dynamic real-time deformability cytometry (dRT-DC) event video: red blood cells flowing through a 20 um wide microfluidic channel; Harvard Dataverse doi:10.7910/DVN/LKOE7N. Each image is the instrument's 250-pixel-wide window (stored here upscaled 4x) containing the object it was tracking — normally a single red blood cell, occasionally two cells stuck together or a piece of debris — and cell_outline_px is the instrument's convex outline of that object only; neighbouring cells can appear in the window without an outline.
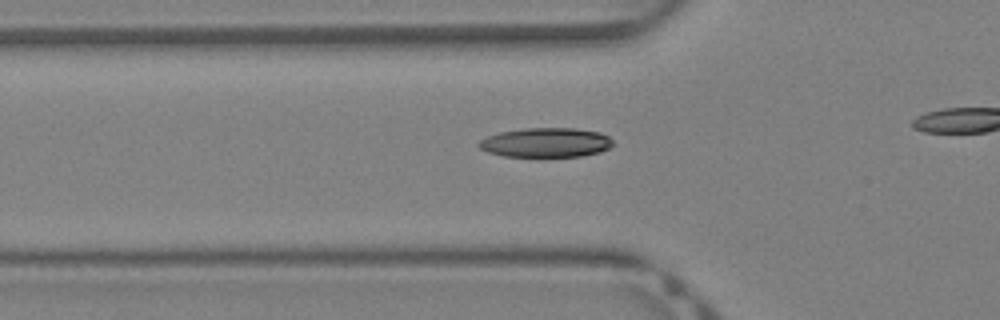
{"species": "Egyptian fruit bat (a non-hibernating species)", "species_latin": "Rousettus aegyptiacus", "temperature_condition": "warm", "stored_images_in_passage": 25, "camera_frame_rate_fps": 3000, "um_per_image_px": 0.085, "animal": {"sex": "female"}, "frame": {"image": 1, "passage_image": 11, "time_ms": 3.333, "image_size_px": [1000, 320], "cell_outline_px": [[616, 144], [600, 152], [580, 156], [504, 156], [488, 152], [480, 148], [476, 144], [480, 140], [488, 136], [500, 132], [524, 128], [576, 128], [600, 132], [608, 136]], "centroid_in_image_um": [46.42, 12.11], "position_along_channel_um": 79.4, "area_um2": 23.0}}
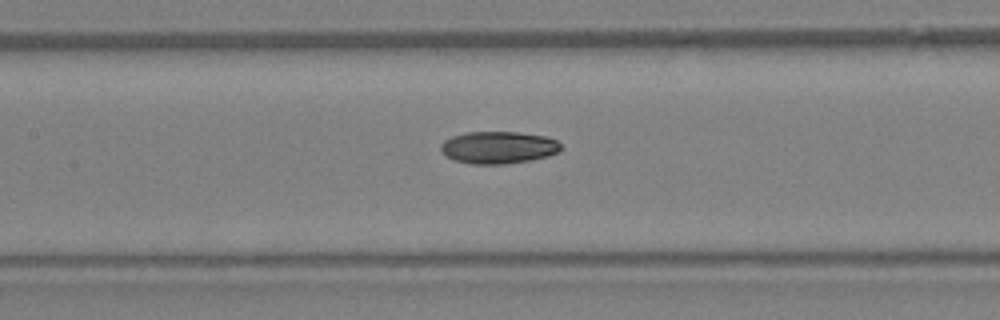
{"frame": {"image": 2, "passage_image": 16, "time_ms": 5.0, "image_size_px": [1000, 320], "cell_outline_px": [[564, 148], [560, 152], [548, 156], [528, 160], [500, 164], [472, 164], [456, 160], [448, 156], [440, 148], [440, 144], [444, 140], [452, 136], [468, 132], [516, 132], [544, 136], [556, 140]], "centroid_in_image_um": [42.39, 12.53], "position_along_channel_um": 165.0, "area_um2": 22.37}}
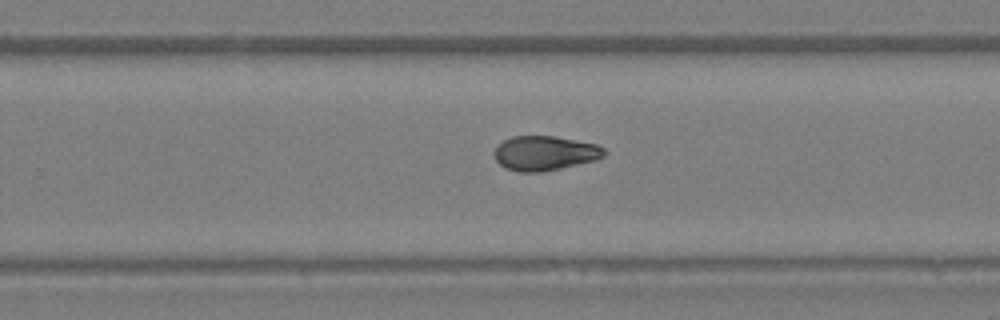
{"frame": {"image": 3, "passage_image": 23, "time_ms": 7.333, "image_size_px": [1000, 320], "cell_outline_px": [[608, 152], [604, 156], [596, 160], [560, 168], [540, 172], [516, 172], [504, 168], [496, 160], [492, 152], [504, 140], [512, 136], [556, 136], [596, 144], [604, 148]], "centroid_in_image_um": [46.3, 13.02], "position_along_channel_um": 283.5, "area_um2": 22.25}}